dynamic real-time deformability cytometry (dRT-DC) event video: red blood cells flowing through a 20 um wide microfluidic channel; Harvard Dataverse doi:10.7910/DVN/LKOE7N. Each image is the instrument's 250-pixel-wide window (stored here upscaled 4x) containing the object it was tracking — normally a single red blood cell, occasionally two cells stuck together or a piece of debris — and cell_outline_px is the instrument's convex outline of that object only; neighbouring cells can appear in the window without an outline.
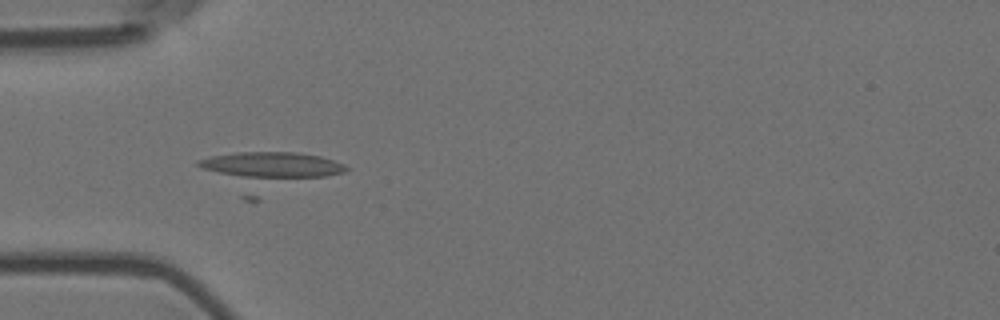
{"species": "Egyptian fruit bat (a non-hibernating species)", "species_latin": "Rousettus aegyptiacus", "temperature_condition": "room temperature", "stored_images_in_passage": 48, "camera_frame_rate_fps": 3000, "um_per_image_px": 0.085, "animal": {"sex": "female"}, "frame": {"image": 1, "passage_image": 8, "time_ms": 2.333, "image_size_px": [1000, 320], "cell_outline_px": [[348, 168], [344, 172], [260, 200], [244, 200], [200, 168], [196, 164], [196, 160], [212, 156], [236, 152], [296, 152], [320, 156], [344, 164]], "centroid_in_image_um": [22.78, 14.6], "position_along_channel_um": 62.2, "area_um2": 34.1}}
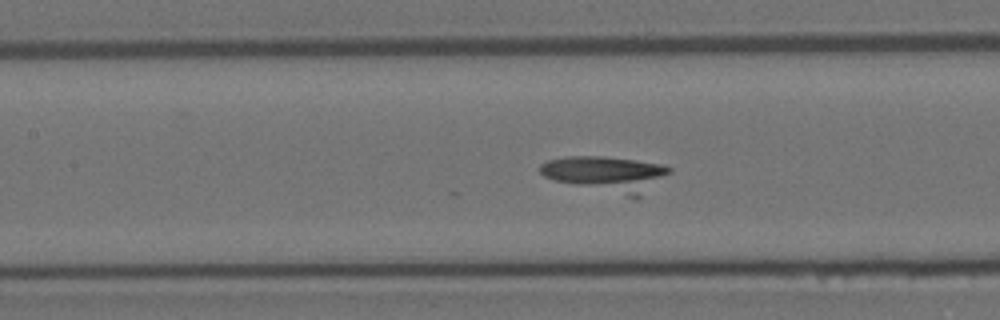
{"frame": {"image": 2, "passage_image": 16, "time_ms": 5.0, "image_size_px": [1000, 320], "cell_outline_px": [[672, 172], [640, 196], [628, 196], [552, 180], [544, 176], [540, 172], [540, 164], [548, 160], [564, 156], [604, 156], [664, 164], [672, 168]], "centroid_in_image_um": [51.53, 14.75], "position_along_channel_um": 155.9, "area_um2": 26.41}}
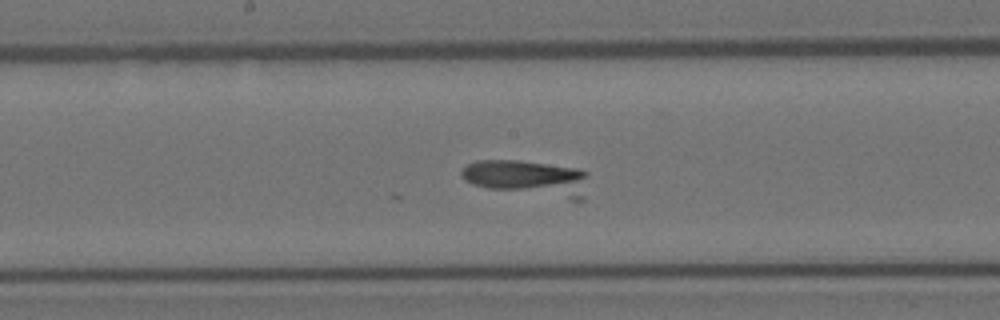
{"frame": {"image": 3, "passage_image": 20, "time_ms": 6.333, "image_size_px": [1000, 320], "cell_outline_px": [[588, 176], [584, 200], [572, 200], [488, 188], [472, 184], [464, 180], [460, 176], [460, 172], [468, 164], [476, 160], [516, 160], [576, 168], [588, 172]], "centroid_in_image_um": [44.88, 15.15], "position_along_channel_um": 203.3, "area_um2": 26.53}}